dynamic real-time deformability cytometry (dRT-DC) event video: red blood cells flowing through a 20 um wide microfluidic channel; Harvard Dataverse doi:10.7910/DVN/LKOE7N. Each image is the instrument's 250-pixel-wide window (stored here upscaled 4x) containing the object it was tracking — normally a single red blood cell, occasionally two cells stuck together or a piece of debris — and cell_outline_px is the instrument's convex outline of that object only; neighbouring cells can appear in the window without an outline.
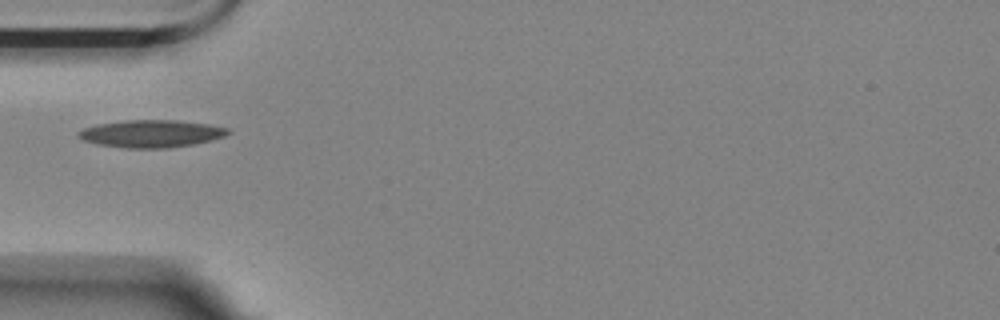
{"species": "Egyptian fruit bat (a non-hibernating species)", "species_latin": "Rousettus aegyptiacus", "temperature_condition": "room temperature", "stored_images_in_passage": 27, "camera_frame_rate_fps": 3000, "um_per_image_px": 0.085, "animal": {"sex": "female"}, "frame": {"image": 1, "passage_image": 1, "time_ms": 0.0, "image_size_px": [1000, 320], "cell_outline_px": [[232, 132], [224, 136], [192, 144], [168, 148], [124, 148], [96, 144], [84, 140], [76, 136], [76, 132], [84, 128], [96, 124], [124, 120], [176, 120], [208, 124], [228, 128]], "centroid_in_image_um": [12.8, 11.35], "position_along_channel_um": 72.2, "area_um2": 23.93}}
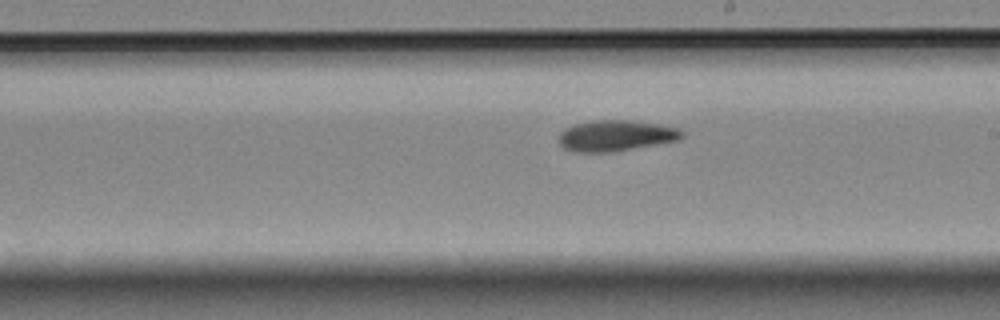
{"frame": {"image": 2, "passage_image": 15, "time_ms": 4.667, "image_size_px": [1000, 320], "cell_outline_px": [[684, 136], [680, 140], [612, 152], [576, 152], [564, 148], [560, 144], [560, 132], [564, 128], [576, 124], [592, 120], [632, 120], [660, 124], [680, 128], [684, 132]], "centroid_in_image_um": [52.39, 11.52], "position_along_channel_um": 236.6, "area_um2": 22.37}}
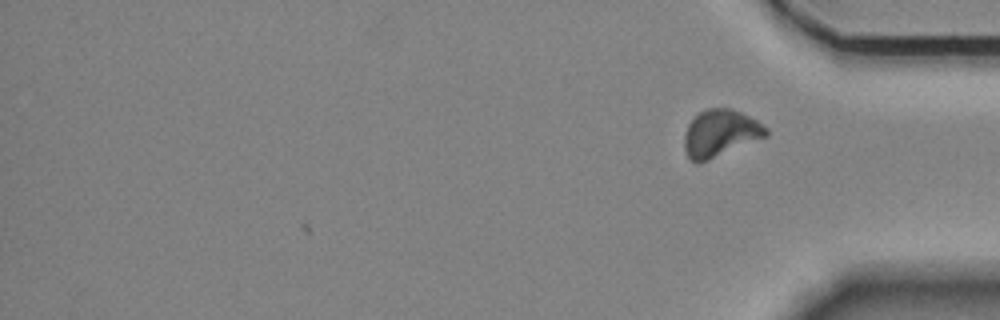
{"frame": {"image": 3, "passage_image": 27, "time_ms": 8.667, "image_size_px": [1000, 320], "cell_outline_px": [[768, 136], [700, 164], [696, 164], [688, 156], [684, 148], [684, 136], [688, 124], [700, 112], [708, 108], [732, 108], [756, 120], [768, 128]], "centroid_in_image_um": [61.23, 11.35], "position_along_channel_um": 374.0, "area_um2": 22.48}}